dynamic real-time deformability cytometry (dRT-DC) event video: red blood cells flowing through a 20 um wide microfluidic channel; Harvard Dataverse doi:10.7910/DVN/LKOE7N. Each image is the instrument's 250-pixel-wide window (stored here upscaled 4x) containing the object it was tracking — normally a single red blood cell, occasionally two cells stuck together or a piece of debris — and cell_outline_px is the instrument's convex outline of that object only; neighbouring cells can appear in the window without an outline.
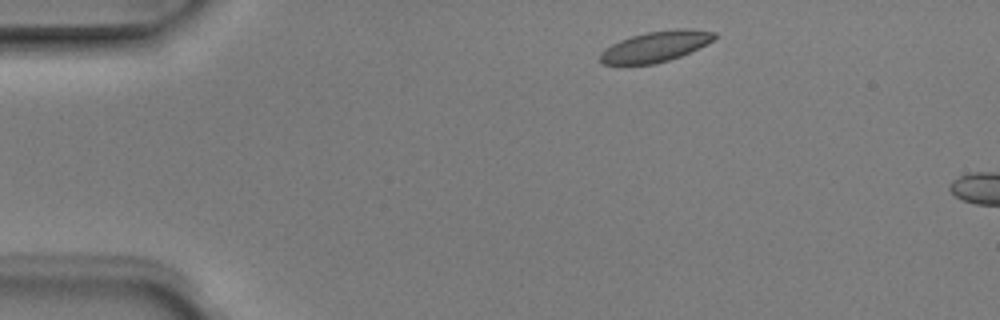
{"species": "Egyptian fruit bat (a non-hibernating species)", "species_latin": "Rousettus aegyptiacus", "temperature_condition": "room temperature", "stored_images_in_passage": 2, "camera_frame_rate_fps": 3000, "um_per_image_px": 0.085, "animal": {"sex": "male"}, "frame": {"image": 1, "passage_image": 1, "time_ms": 0.0, "image_size_px": [1000, 320], "cell_outline_px": [[716, 36], [712, 40], [680, 56], [668, 60], [652, 64], [604, 64], [600, 60], [600, 52], [604, 48], [620, 40], [632, 36], [648, 32], [676, 28], [684, 28], [716, 32]], "centroid_in_image_um": [55.69, 3.94], "position_along_channel_um": 29.3, "area_um2": 20.0}}